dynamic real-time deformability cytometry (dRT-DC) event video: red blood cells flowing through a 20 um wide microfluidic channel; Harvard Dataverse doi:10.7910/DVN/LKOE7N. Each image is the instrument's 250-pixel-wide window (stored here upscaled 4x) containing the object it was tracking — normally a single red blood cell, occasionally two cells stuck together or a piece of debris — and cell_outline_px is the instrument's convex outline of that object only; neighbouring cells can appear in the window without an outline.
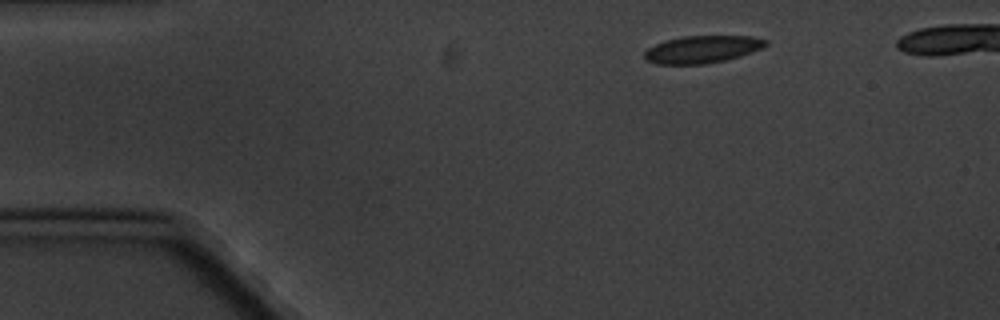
{"species": "common noctule bat (a hibernating species)", "species_latin": "Nyctalus noctula", "temperature_condition": "cold", "stored_images_in_passage": 4, "camera_frame_rate_fps": 3000, "um_per_image_px": 0.085, "animal": {"sex": "male", "body_mass_g": 20.1, "forearm_length_mm": 53.5}, "frame": {"image": 1, "passage_image": 1, "time_ms": 0.0, "image_size_px": [1000, 320], "cell_outline_px": [[768, 44], [752, 52], [740, 56], [724, 60], [704, 64], [656, 64], [644, 60], [644, 52], [648, 48], [664, 40], [684, 36], [752, 36], [768, 40]], "centroid_in_image_um": [59.66, 4.19], "position_along_channel_um": 25.3, "area_um2": 19.36}}